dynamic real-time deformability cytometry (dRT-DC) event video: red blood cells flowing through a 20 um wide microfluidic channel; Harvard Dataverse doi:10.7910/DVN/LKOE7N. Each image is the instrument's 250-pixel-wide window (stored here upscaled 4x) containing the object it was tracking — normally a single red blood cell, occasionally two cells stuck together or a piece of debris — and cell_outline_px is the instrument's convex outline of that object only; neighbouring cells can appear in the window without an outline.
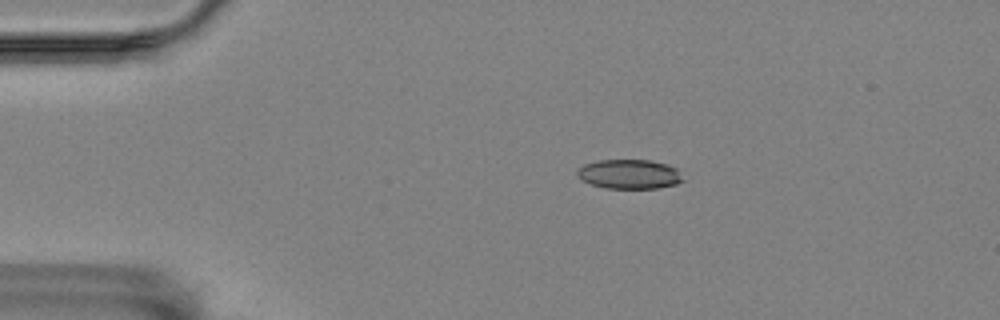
{"species": "Egyptian fruit bat (a non-hibernating species)", "species_latin": "Rousettus aegyptiacus", "temperature_condition": "room temperature", "stored_images_in_passage": 6, "camera_frame_rate_fps": 3000, "um_per_image_px": 0.085, "animal": {"sex": "female"}, "frame": {"image": 1, "passage_image": 3, "time_ms": 2.333, "image_size_px": [1000, 320], "cell_outline_px": [[684, 180], [676, 184], [660, 188], [604, 188], [592, 184], [576, 176], [576, 172], [584, 164], [600, 160], [652, 160], [676, 168]], "centroid_in_image_um": [53.49, 14.8], "position_along_channel_um": 31.5, "area_um2": 17.98}}
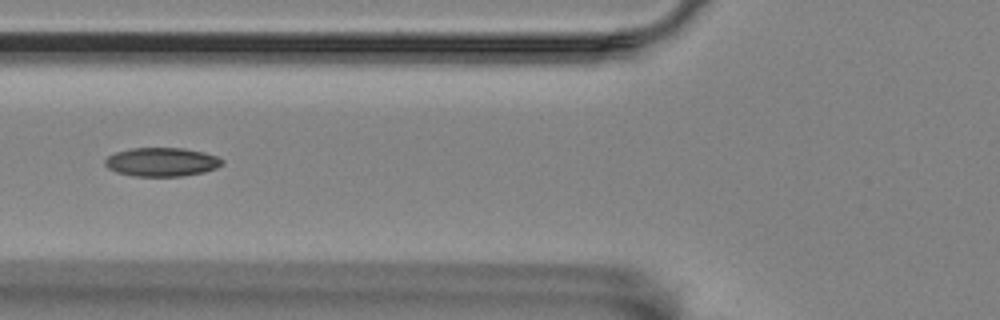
{"frame": {"image": 2, "passage_image": 6, "time_ms": 6.0, "image_size_px": [1000, 320], "cell_outline_px": [[224, 164], [216, 168], [204, 172], [180, 176], [136, 176], [116, 172], [108, 168], [104, 164], [104, 160], [108, 156], [116, 152], [132, 148], [184, 148], [204, 152], [216, 156], [224, 160]], "centroid_in_image_um": [13.76, 13.76], "position_along_channel_um": 112.0, "area_um2": 19.65}}